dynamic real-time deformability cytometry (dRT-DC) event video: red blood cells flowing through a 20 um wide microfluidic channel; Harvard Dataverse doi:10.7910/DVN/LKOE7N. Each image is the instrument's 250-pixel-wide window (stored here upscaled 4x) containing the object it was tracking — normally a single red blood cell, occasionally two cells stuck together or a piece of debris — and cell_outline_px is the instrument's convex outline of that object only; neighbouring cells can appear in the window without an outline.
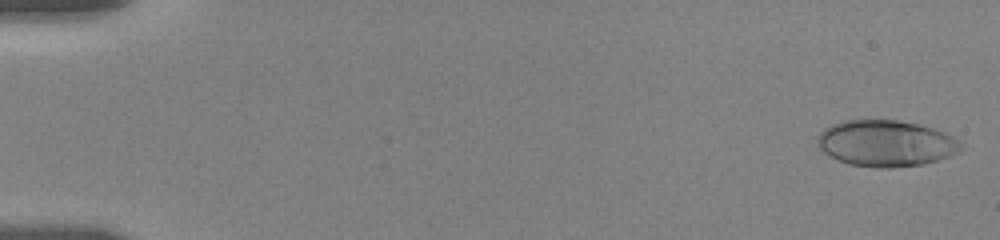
{"species": "human", "species_latin": "Homo sapiens", "temperature_condition": "room temperature", "stored_images_in_passage": 31, "camera_frame_rate_fps": 3000, "um_per_image_px": 0.085, "donor": {"sex": "female"}, "frame": {"image": 1, "passage_image": 3, "time_ms": 0.333, "image_size_px": [1000, 240], "cell_outline_px": [[960, 152], [936, 160], [920, 164], [892, 168], [880, 168], [848, 164], [824, 152], [816, 144], [816, 140], [820, 132], [824, 128], [832, 124], [844, 120], [896, 120], [920, 124], [944, 132], [952, 136], [960, 144]], "centroid_in_image_um": [75.27, 12.17], "position_along_channel_um": 9.7, "area_um2": 38.44}}
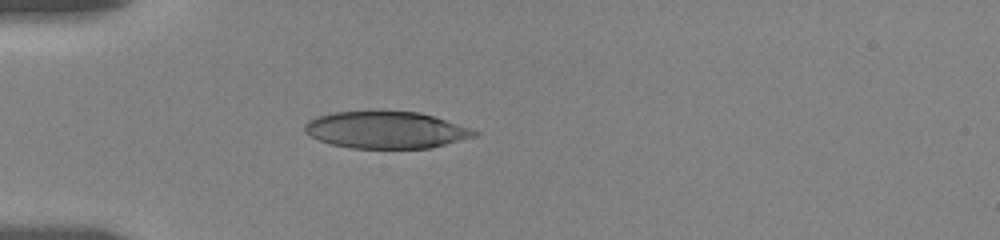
{"frame": {"image": 2, "passage_image": 21, "time_ms": 5.333, "image_size_px": [1000, 240], "cell_outline_px": [[480, 136], [428, 148], [352, 148], [332, 144], [320, 140], [304, 132], [304, 124], [308, 120], [332, 112], [376, 108], [420, 112], [480, 132]], "centroid_in_image_um": [32.79, 11.0], "position_along_channel_um": 52.2, "area_um2": 37.28}}
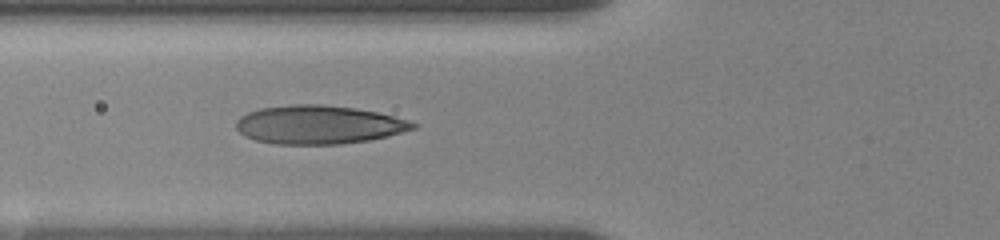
{"frame": {"image": 3, "passage_image": 30, "time_ms": 7.0, "image_size_px": [1000, 240], "cell_outline_px": [[420, 124], [416, 128], [388, 136], [368, 140], [340, 144], [272, 144], [256, 140], [244, 136], [236, 128], [236, 120], [240, 116], [248, 112], [260, 108], [292, 104], [320, 104], [356, 108], [376, 112], [408, 120]], "centroid_in_image_um": [27.07, 10.6], "position_along_channel_um": 98.7, "area_um2": 39.82}}